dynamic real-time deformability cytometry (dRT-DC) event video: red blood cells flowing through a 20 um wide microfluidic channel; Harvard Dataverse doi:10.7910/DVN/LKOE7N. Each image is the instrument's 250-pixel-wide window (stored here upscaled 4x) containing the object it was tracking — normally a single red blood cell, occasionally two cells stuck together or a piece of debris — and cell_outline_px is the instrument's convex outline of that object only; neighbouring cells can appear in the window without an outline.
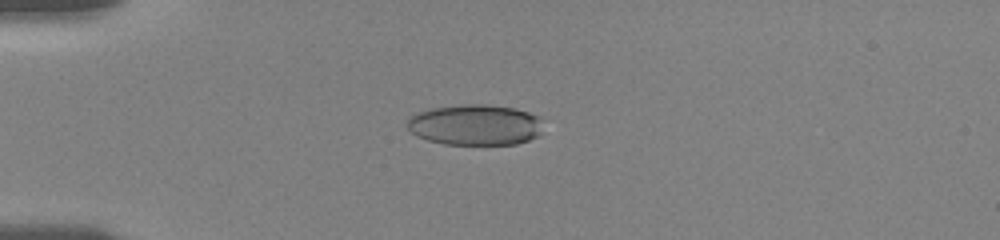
{"species": "human", "species_latin": "Homo sapiens", "temperature_condition": "room temperature", "stored_images_in_passage": 69, "camera_frame_rate_fps": 3000, "um_per_image_px": 0.085, "donor": {"sex": "female"}, "frame": {"image": 1, "passage_image": 15, "time_ms": 4.0, "image_size_px": [1000, 240], "cell_outline_px": [[540, 136], [516, 144], [444, 144], [428, 140], [416, 136], [408, 128], [408, 120], [412, 116], [420, 112], [432, 108], [468, 104], [484, 104], [512, 108], [528, 112], [540, 116]], "centroid_in_image_um": [40.41, 10.62], "position_along_channel_um": 44.6, "area_um2": 32.02}}
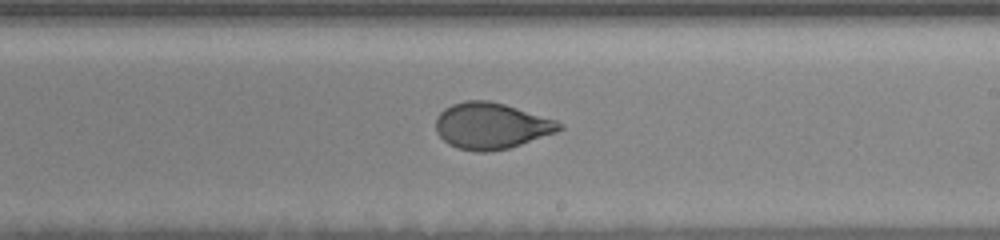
{"frame": {"image": 2, "passage_image": 42, "time_ms": 10.333, "image_size_px": [1000, 240], "cell_outline_px": [[564, 128], [556, 132], [508, 148], [488, 152], [476, 152], [460, 148], [448, 144], [436, 132], [436, 116], [444, 108], [452, 104], [468, 100], [488, 100], [504, 104], [556, 120], [564, 124]], "centroid_in_image_um": [41.74, 10.69], "position_along_channel_um": 247.3, "area_um2": 33.12}}
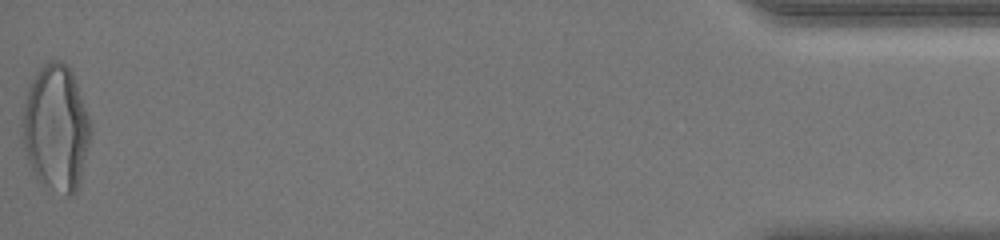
{"frame": {"image": 3, "passage_image": 68, "time_ms": 17.667, "image_size_px": [1000, 240], "cell_outline_px": [[92, 132], [80, 180], [76, 192], [72, 196], [68, 196], [40, 184], [36, 180], [28, 164], [20, 124], [24, 104], [28, 88], [36, 72], [44, 64], [52, 60], [60, 60], [68, 64], [72, 72], [92, 120]], "centroid_in_image_um": [4.76, 10.89], "position_along_channel_um": 430.4, "area_um2": 51.04}, "authors_computed_cell_mechanics": {"area_um2": 34.102, "velocity_mm_per_s": 3.6455, "shape_relaxation_time_tau1_ms": 7.3929, "shape_relaxation_time_tau2_ms": null, "deformation_change_tau1": 0.2129, "deformation_change_tau2": null}}